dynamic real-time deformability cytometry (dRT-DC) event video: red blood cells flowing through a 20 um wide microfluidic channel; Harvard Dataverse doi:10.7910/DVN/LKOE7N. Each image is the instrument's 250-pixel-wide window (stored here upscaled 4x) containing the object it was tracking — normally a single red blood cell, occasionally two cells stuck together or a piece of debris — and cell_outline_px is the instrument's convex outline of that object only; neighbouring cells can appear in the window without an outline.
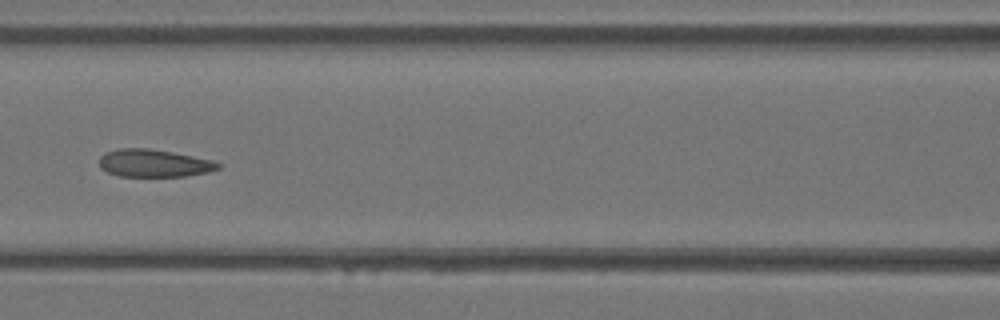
{"species": "Egyptian fruit bat (a non-hibernating species)", "species_latin": "Rousettus aegyptiacus", "temperature_condition": "warm", "stored_images_in_passage": 37, "camera_frame_rate_fps": 3000, "um_per_image_px": 0.085, "animal": {"sex": "female"}, "frame": {"image": 1, "passage_image": 17, "time_ms": 5.333, "image_size_px": [1000, 320], "cell_outline_px": [[220, 168], [208, 172], [184, 176], [120, 176], [108, 172], [100, 168], [100, 156], [104, 152], [120, 148], [148, 148], [172, 152], [212, 160], [220, 164]], "centroid_in_image_um": [13.06, 13.86], "position_along_channel_um": 153.5, "area_um2": 19.02}}
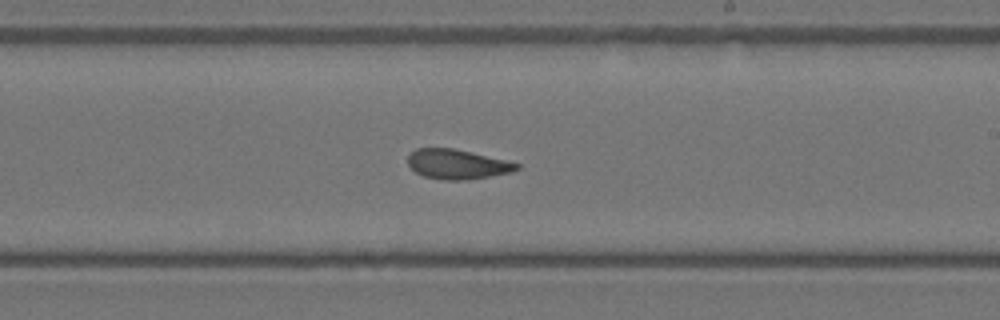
{"frame": {"image": 2, "passage_image": 22, "time_ms": 7.0, "image_size_px": [1000, 320], "cell_outline_px": [[520, 168], [512, 172], [464, 180], [444, 180], [424, 176], [416, 172], [408, 164], [408, 156], [416, 148], [452, 148], [504, 160], [520, 164]], "centroid_in_image_um": [38.84, 13.96], "position_along_channel_um": 250.2, "area_um2": 18.5}}
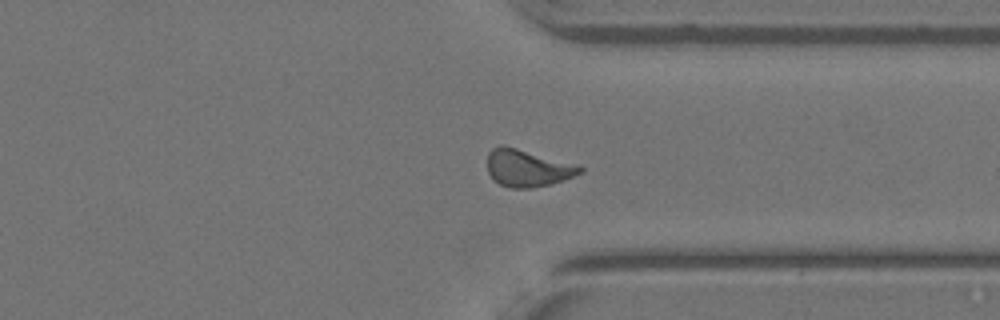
{"frame": {"image": 3, "passage_image": 28, "time_ms": 9.0, "image_size_px": [1000, 320], "cell_outline_px": [[584, 172], [564, 180], [532, 188], [512, 188], [500, 184], [492, 180], [488, 172], [488, 152], [492, 148], [500, 144], [504, 144], [580, 164], [584, 168]], "centroid_in_image_um": [44.87, 14.26], "position_along_channel_um": 366.5, "area_um2": 20.58}}